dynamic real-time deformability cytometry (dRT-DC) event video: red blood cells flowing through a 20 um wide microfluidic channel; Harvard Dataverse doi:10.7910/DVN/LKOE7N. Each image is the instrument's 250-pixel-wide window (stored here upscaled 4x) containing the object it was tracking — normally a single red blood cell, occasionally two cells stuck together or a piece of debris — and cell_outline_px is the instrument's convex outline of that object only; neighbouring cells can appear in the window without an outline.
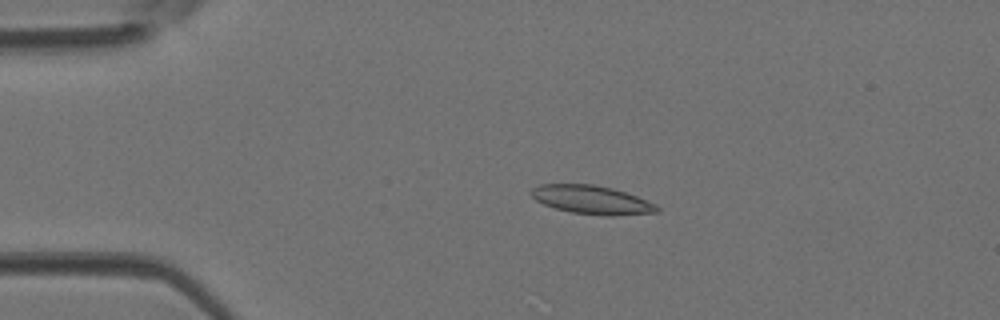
{"species": "Egyptian fruit bat (a non-hibernating species)", "species_latin": "Rousettus aegyptiacus", "temperature_condition": "room temperature", "stored_images_in_passage": 44, "camera_frame_rate_fps": 3000, "um_per_image_px": 0.085, "animal": {"sex": "female"}, "frame": {"image": 1, "passage_image": 9, "time_ms": 2.667, "image_size_px": [1000, 320], "cell_outline_px": [[660, 212], [612, 216], [604, 216], [572, 212], [556, 208], [544, 204], [536, 200], [528, 192], [532, 188], [540, 184], [592, 184], [612, 188], [636, 196], [656, 204], [660, 208]], "centroid_in_image_um": [50.3, 16.98], "position_along_channel_um": 34.7, "area_um2": 20.92}}
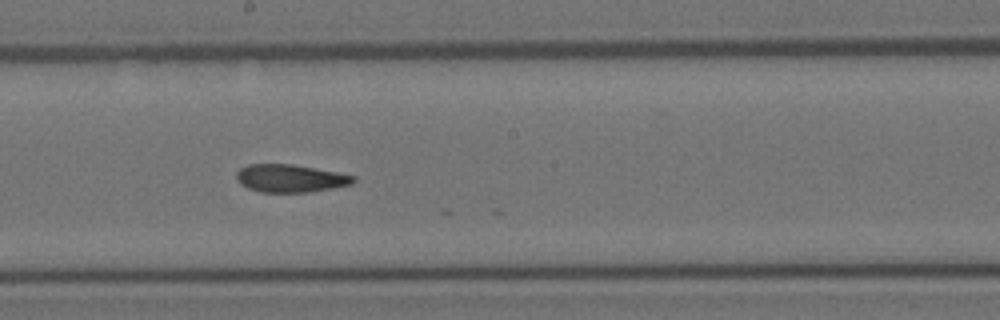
{"frame": {"image": 2, "passage_image": 24, "time_ms": 7.667, "image_size_px": [1000, 320], "cell_outline_px": [[356, 180], [352, 184], [332, 188], [308, 192], [260, 192], [248, 188], [240, 184], [236, 180], [236, 172], [240, 168], [248, 164], [292, 164], [336, 172], [356, 176]], "centroid_in_image_um": [24.65, 15.16], "position_along_channel_um": 223.6, "area_um2": 18.96}}
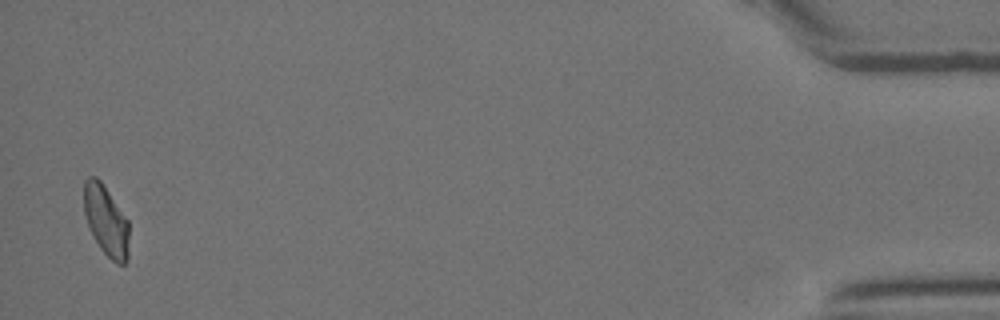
{"frame": {"image": 3, "passage_image": 43, "time_ms": 14.0, "image_size_px": [1000, 320], "cell_outline_px": [[128, 260], [124, 264], [116, 264], [100, 248], [88, 228], [84, 212], [84, 180], [88, 176], [96, 176], [100, 180], [128, 220]], "centroid_in_image_um": [9.0, 18.76], "position_along_channel_um": 426.2, "area_um2": 18.5}}